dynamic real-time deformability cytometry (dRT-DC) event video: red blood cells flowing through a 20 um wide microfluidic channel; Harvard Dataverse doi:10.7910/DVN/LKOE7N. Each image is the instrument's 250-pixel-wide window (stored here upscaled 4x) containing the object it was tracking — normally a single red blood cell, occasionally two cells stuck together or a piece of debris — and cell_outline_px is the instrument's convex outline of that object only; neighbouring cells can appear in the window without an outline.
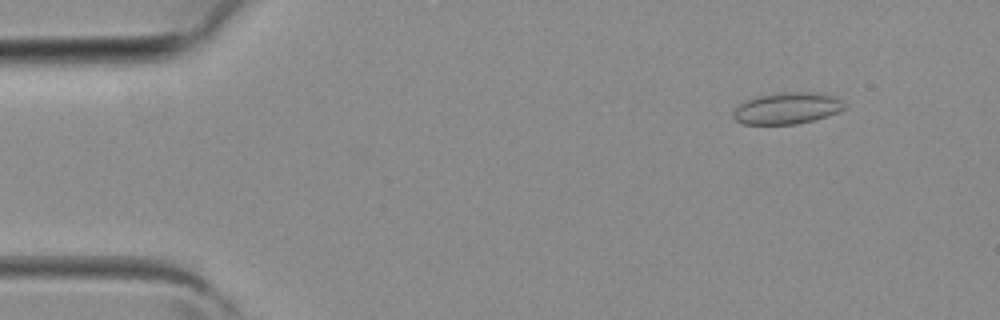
{"species": "common noctule bat (a hibernating species)", "species_latin": "Nyctalus noctula", "temperature_condition": "room temperature", "stored_images_in_passage": 4, "camera_frame_rate_fps": 3000, "um_per_image_px": 0.085, "animal": {"sex": "female", "body_mass_g": 19.3, "forearm_length_mm": 54.1}, "frame": {"image": 1, "passage_image": 2, "time_ms": 0.333, "image_size_px": [1000, 320], "cell_outline_px": [[848, 104], [844, 108], [828, 116], [796, 124], [744, 124], [736, 120], [732, 116], [732, 112], [740, 104], [756, 96], [784, 92], [812, 92], [836, 96]], "centroid_in_image_um": [66.93, 9.2], "position_along_channel_um": 18.1, "area_um2": 20.4}}
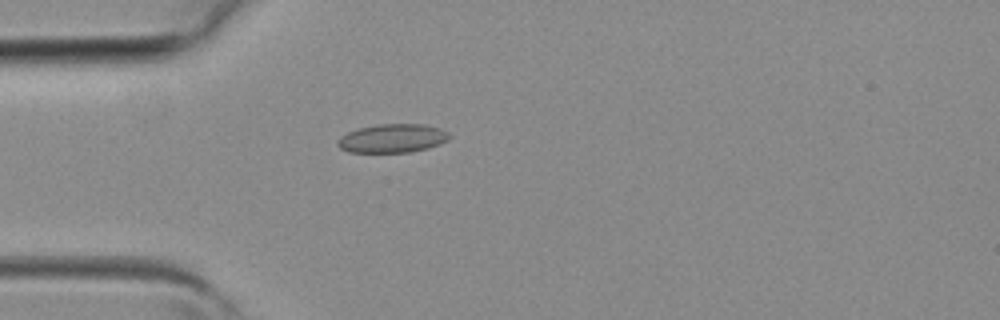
{"frame": {"image": 2, "passage_image": 4, "time_ms": 1.0, "image_size_px": [1000, 320], "cell_outline_px": [[452, 136], [448, 140], [440, 144], [428, 148], [412, 152], [348, 152], [340, 148], [336, 144], [336, 140], [340, 136], [348, 132], [360, 128], [380, 124], [424, 124], [440, 128], [448, 132]], "centroid_in_image_um": [33.37, 11.76], "position_along_channel_um": 51.6, "area_um2": 18.79}}